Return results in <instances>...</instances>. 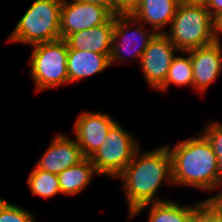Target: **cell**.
<instances>
[{
	"instance_id": "ffe728a7",
	"label": "cell",
	"mask_w": 222,
	"mask_h": 222,
	"mask_svg": "<svg viewBox=\"0 0 222 222\" xmlns=\"http://www.w3.org/2000/svg\"><path fill=\"white\" fill-rule=\"evenodd\" d=\"M0 197V222H35L36 215Z\"/></svg>"
},
{
	"instance_id": "8992f818",
	"label": "cell",
	"mask_w": 222,
	"mask_h": 222,
	"mask_svg": "<svg viewBox=\"0 0 222 222\" xmlns=\"http://www.w3.org/2000/svg\"><path fill=\"white\" fill-rule=\"evenodd\" d=\"M119 122L108 132L98 150L89 158L99 176L116 179L131 162L141 142Z\"/></svg>"
},
{
	"instance_id": "7a4b0ae2",
	"label": "cell",
	"mask_w": 222,
	"mask_h": 222,
	"mask_svg": "<svg viewBox=\"0 0 222 222\" xmlns=\"http://www.w3.org/2000/svg\"><path fill=\"white\" fill-rule=\"evenodd\" d=\"M171 156L173 186L215 191L218 183L217 157L208 140L200 133L165 144Z\"/></svg>"
},
{
	"instance_id": "484cf974",
	"label": "cell",
	"mask_w": 222,
	"mask_h": 222,
	"mask_svg": "<svg viewBox=\"0 0 222 222\" xmlns=\"http://www.w3.org/2000/svg\"><path fill=\"white\" fill-rule=\"evenodd\" d=\"M87 3H93L106 8L114 16V0H78Z\"/></svg>"
},
{
	"instance_id": "277c9868",
	"label": "cell",
	"mask_w": 222,
	"mask_h": 222,
	"mask_svg": "<svg viewBox=\"0 0 222 222\" xmlns=\"http://www.w3.org/2000/svg\"><path fill=\"white\" fill-rule=\"evenodd\" d=\"M62 2L63 0H35L15 24L7 42L33 46L61 39Z\"/></svg>"
},
{
	"instance_id": "2e32d148",
	"label": "cell",
	"mask_w": 222,
	"mask_h": 222,
	"mask_svg": "<svg viewBox=\"0 0 222 222\" xmlns=\"http://www.w3.org/2000/svg\"><path fill=\"white\" fill-rule=\"evenodd\" d=\"M205 201L192 205H183L171 199L161 202H151L138 207L128 218L134 219L138 214L149 208L146 222H190L192 213Z\"/></svg>"
},
{
	"instance_id": "3957f363",
	"label": "cell",
	"mask_w": 222,
	"mask_h": 222,
	"mask_svg": "<svg viewBox=\"0 0 222 222\" xmlns=\"http://www.w3.org/2000/svg\"><path fill=\"white\" fill-rule=\"evenodd\" d=\"M165 32L180 52L204 47L217 41L216 20L205 3L182 0Z\"/></svg>"
},
{
	"instance_id": "f546056e",
	"label": "cell",
	"mask_w": 222,
	"mask_h": 222,
	"mask_svg": "<svg viewBox=\"0 0 222 222\" xmlns=\"http://www.w3.org/2000/svg\"><path fill=\"white\" fill-rule=\"evenodd\" d=\"M191 2H196V3H205L207 0H188Z\"/></svg>"
},
{
	"instance_id": "6da1fadb",
	"label": "cell",
	"mask_w": 222,
	"mask_h": 222,
	"mask_svg": "<svg viewBox=\"0 0 222 222\" xmlns=\"http://www.w3.org/2000/svg\"><path fill=\"white\" fill-rule=\"evenodd\" d=\"M116 179L122 181L128 217L141 205L169 200L158 195L162 184L173 185L171 156L166 145L146 152L140 147Z\"/></svg>"
},
{
	"instance_id": "30bf717a",
	"label": "cell",
	"mask_w": 222,
	"mask_h": 222,
	"mask_svg": "<svg viewBox=\"0 0 222 222\" xmlns=\"http://www.w3.org/2000/svg\"><path fill=\"white\" fill-rule=\"evenodd\" d=\"M108 113L83 111L74 121L75 140L85 158H90L101 146L110 129L117 123Z\"/></svg>"
},
{
	"instance_id": "9c48e42d",
	"label": "cell",
	"mask_w": 222,
	"mask_h": 222,
	"mask_svg": "<svg viewBox=\"0 0 222 222\" xmlns=\"http://www.w3.org/2000/svg\"><path fill=\"white\" fill-rule=\"evenodd\" d=\"M113 15L104 7L78 0H63L60 10L61 39L106 23Z\"/></svg>"
},
{
	"instance_id": "52a82bcc",
	"label": "cell",
	"mask_w": 222,
	"mask_h": 222,
	"mask_svg": "<svg viewBox=\"0 0 222 222\" xmlns=\"http://www.w3.org/2000/svg\"><path fill=\"white\" fill-rule=\"evenodd\" d=\"M144 25L132 15L115 16L110 65L127 60L130 62L137 60L140 63L144 50L156 34L154 30L150 32Z\"/></svg>"
},
{
	"instance_id": "603a6c76",
	"label": "cell",
	"mask_w": 222,
	"mask_h": 222,
	"mask_svg": "<svg viewBox=\"0 0 222 222\" xmlns=\"http://www.w3.org/2000/svg\"><path fill=\"white\" fill-rule=\"evenodd\" d=\"M140 2L141 0H114V16L132 15Z\"/></svg>"
},
{
	"instance_id": "83f0119b",
	"label": "cell",
	"mask_w": 222,
	"mask_h": 222,
	"mask_svg": "<svg viewBox=\"0 0 222 222\" xmlns=\"http://www.w3.org/2000/svg\"><path fill=\"white\" fill-rule=\"evenodd\" d=\"M222 37V15L216 19V38L221 42Z\"/></svg>"
},
{
	"instance_id": "f1b7e54d",
	"label": "cell",
	"mask_w": 222,
	"mask_h": 222,
	"mask_svg": "<svg viewBox=\"0 0 222 222\" xmlns=\"http://www.w3.org/2000/svg\"><path fill=\"white\" fill-rule=\"evenodd\" d=\"M215 222H222V211L215 209Z\"/></svg>"
},
{
	"instance_id": "7402d4cb",
	"label": "cell",
	"mask_w": 222,
	"mask_h": 222,
	"mask_svg": "<svg viewBox=\"0 0 222 222\" xmlns=\"http://www.w3.org/2000/svg\"><path fill=\"white\" fill-rule=\"evenodd\" d=\"M190 222H215V208L204 201L193 213Z\"/></svg>"
},
{
	"instance_id": "44dd1931",
	"label": "cell",
	"mask_w": 222,
	"mask_h": 222,
	"mask_svg": "<svg viewBox=\"0 0 222 222\" xmlns=\"http://www.w3.org/2000/svg\"><path fill=\"white\" fill-rule=\"evenodd\" d=\"M200 133L208 140L212 150H222V123L211 121L201 129Z\"/></svg>"
},
{
	"instance_id": "9a60e30c",
	"label": "cell",
	"mask_w": 222,
	"mask_h": 222,
	"mask_svg": "<svg viewBox=\"0 0 222 222\" xmlns=\"http://www.w3.org/2000/svg\"><path fill=\"white\" fill-rule=\"evenodd\" d=\"M182 0H141L132 14L138 21L150 25L156 33H165V26L171 24L176 9ZM164 28V29H163Z\"/></svg>"
},
{
	"instance_id": "cb8c5ba5",
	"label": "cell",
	"mask_w": 222,
	"mask_h": 222,
	"mask_svg": "<svg viewBox=\"0 0 222 222\" xmlns=\"http://www.w3.org/2000/svg\"><path fill=\"white\" fill-rule=\"evenodd\" d=\"M222 178L218 180V183L215 187V190H220L215 195L208 197L205 201L213 208L219 209L222 211Z\"/></svg>"
},
{
	"instance_id": "4fadbf2b",
	"label": "cell",
	"mask_w": 222,
	"mask_h": 222,
	"mask_svg": "<svg viewBox=\"0 0 222 222\" xmlns=\"http://www.w3.org/2000/svg\"><path fill=\"white\" fill-rule=\"evenodd\" d=\"M114 25L115 16H112L102 25L69 35L65 41L72 50L111 54Z\"/></svg>"
},
{
	"instance_id": "ac0fdd59",
	"label": "cell",
	"mask_w": 222,
	"mask_h": 222,
	"mask_svg": "<svg viewBox=\"0 0 222 222\" xmlns=\"http://www.w3.org/2000/svg\"><path fill=\"white\" fill-rule=\"evenodd\" d=\"M184 55H176L168 70L164 84L157 90L166 93L171 85L177 87H189L193 89V68L190 54L188 52H180Z\"/></svg>"
},
{
	"instance_id": "e0dca14e",
	"label": "cell",
	"mask_w": 222,
	"mask_h": 222,
	"mask_svg": "<svg viewBox=\"0 0 222 222\" xmlns=\"http://www.w3.org/2000/svg\"><path fill=\"white\" fill-rule=\"evenodd\" d=\"M96 175L99 176L89 158H85L75 166L66 168L57 175L61 195L75 196L85 191L86 187L90 185V182Z\"/></svg>"
},
{
	"instance_id": "7c38bea8",
	"label": "cell",
	"mask_w": 222,
	"mask_h": 222,
	"mask_svg": "<svg viewBox=\"0 0 222 222\" xmlns=\"http://www.w3.org/2000/svg\"><path fill=\"white\" fill-rule=\"evenodd\" d=\"M187 52L193 68V90L204 93L222 73V44L215 41Z\"/></svg>"
},
{
	"instance_id": "4316f807",
	"label": "cell",
	"mask_w": 222,
	"mask_h": 222,
	"mask_svg": "<svg viewBox=\"0 0 222 222\" xmlns=\"http://www.w3.org/2000/svg\"><path fill=\"white\" fill-rule=\"evenodd\" d=\"M217 157L218 180L222 178V150H213Z\"/></svg>"
},
{
	"instance_id": "ba28073f",
	"label": "cell",
	"mask_w": 222,
	"mask_h": 222,
	"mask_svg": "<svg viewBox=\"0 0 222 222\" xmlns=\"http://www.w3.org/2000/svg\"><path fill=\"white\" fill-rule=\"evenodd\" d=\"M180 52L165 33H156L144 50L140 68L147 85L157 91L165 82L168 70Z\"/></svg>"
},
{
	"instance_id": "8fae6325",
	"label": "cell",
	"mask_w": 222,
	"mask_h": 222,
	"mask_svg": "<svg viewBox=\"0 0 222 222\" xmlns=\"http://www.w3.org/2000/svg\"><path fill=\"white\" fill-rule=\"evenodd\" d=\"M84 159L81 147L75 138L57 133L34 167L58 175Z\"/></svg>"
},
{
	"instance_id": "d4e9b609",
	"label": "cell",
	"mask_w": 222,
	"mask_h": 222,
	"mask_svg": "<svg viewBox=\"0 0 222 222\" xmlns=\"http://www.w3.org/2000/svg\"><path fill=\"white\" fill-rule=\"evenodd\" d=\"M205 5L215 20L222 15V0H207Z\"/></svg>"
},
{
	"instance_id": "d6986e66",
	"label": "cell",
	"mask_w": 222,
	"mask_h": 222,
	"mask_svg": "<svg viewBox=\"0 0 222 222\" xmlns=\"http://www.w3.org/2000/svg\"><path fill=\"white\" fill-rule=\"evenodd\" d=\"M27 184L32 195L51 199L61 194L58 176L56 174L33 167Z\"/></svg>"
},
{
	"instance_id": "5bb4252c",
	"label": "cell",
	"mask_w": 222,
	"mask_h": 222,
	"mask_svg": "<svg viewBox=\"0 0 222 222\" xmlns=\"http://www.w3.org/2000/svg\"><path fill=\"white\" fill-rule=\"evenodd\" d=\"M110 55L69 48L67 57L68 84L78 83L84 78L111 67Z\"/></svg>"
},
{
	"instance_id": "5b68a950",
	"label": "cell",
	"mask_w": 222,
	"mask_h": 222,
	"mask_svg": "<svg viewBox=\"0 0 222 222\" xmlns=\"http://www.w3.org/2000/svg\"><path fill=\"white\" fill-rule=\"evenodd\" d=\"M30 54V76L35 92L68 83V45L64 39L35 44Z\"/></svg>"
}]
</instances>
